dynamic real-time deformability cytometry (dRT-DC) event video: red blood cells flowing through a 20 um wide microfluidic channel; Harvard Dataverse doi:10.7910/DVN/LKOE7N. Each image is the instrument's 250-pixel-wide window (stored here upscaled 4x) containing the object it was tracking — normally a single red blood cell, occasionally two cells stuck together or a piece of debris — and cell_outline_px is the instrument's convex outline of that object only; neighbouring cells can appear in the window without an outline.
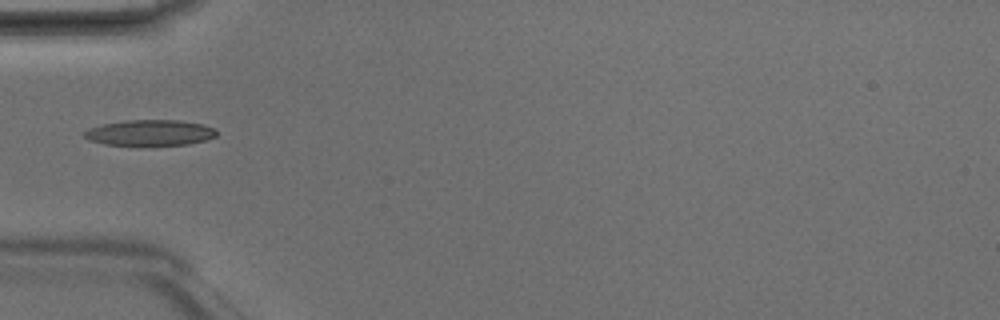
{"species": "Egyptian fruit bat (a non-hibernating species)", "species_latin": "Rousettus aegyptiacus", "temperature_condition": "room temperature", "stored_images_in_passage": 7, "camera_frame_rate_fps": 3000, "um_per_image_px": 0.085, "animal": {"sex": "male"}, "frame": {"image": 1, "passage_image": 5, "time_ms": 1.333, "image_size_px": [1000, 320], "cell_outline_px": [[216, 136], [204, 140], [188, 144], [136, 148], [104, 144], [88, 140], [84, 136], [84, 132], [88, 128], [104, 124], [124, 120], [180, 120], [204, 124], [216, 128]], "centroid_in_image_um": [12.72, 11.32], "position_along_channel_um": 72.3, "area_um2": 20.81}}
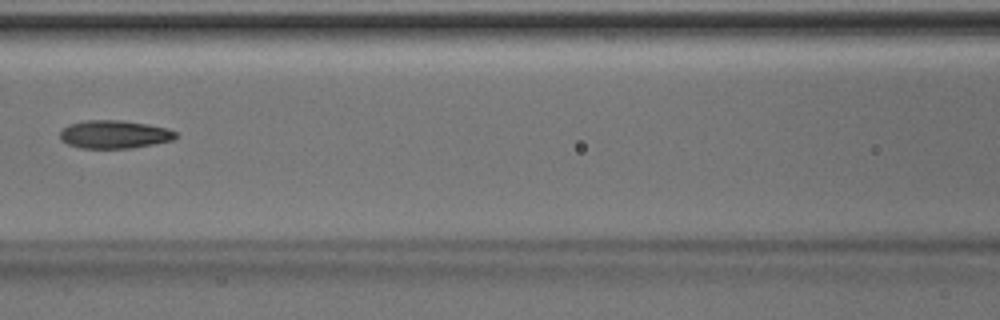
{"frame": {"image": 2, "passage_image": 7, "time_ms": 2.0, "image_size_px": [1000, 320], "cell_outline_px": [[176, 136], [172, 140], [132, 148], [80, 148], [68, 144], [60, 140], [60, 132], [68, 124], [84, 120], [124, 120], [148, 124], [168, 128], [176, 132]], "centroid_in_image_um": [9.69, 11.41], "position_along_channel_um": 156.9, "area_um2": 19.02}}